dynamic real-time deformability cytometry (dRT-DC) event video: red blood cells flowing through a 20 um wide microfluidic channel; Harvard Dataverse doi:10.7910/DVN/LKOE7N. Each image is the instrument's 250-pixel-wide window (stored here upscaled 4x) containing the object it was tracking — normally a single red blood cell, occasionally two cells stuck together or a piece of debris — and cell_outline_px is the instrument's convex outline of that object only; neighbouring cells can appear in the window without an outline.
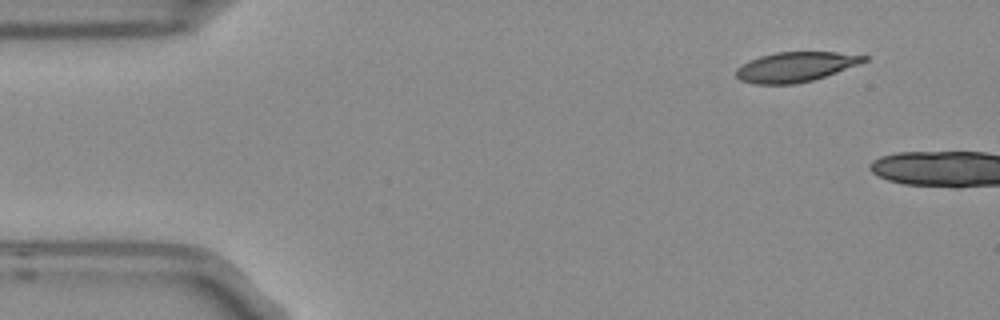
{"species": "Egyptian fruit bat (a non-hibernating species)", "species_latin": "Rousettus aegyptiacus", "temperature_condition": "room temperature", "stored_images_in_passage": 2, "camera_frame_rate_fps": 3000, "um_per_image_px": 0.085, "frame": {"image": 1, "passage_image": 1, "time_ms": 0.0, "image_size_px": [1000, 320], "cell_outline_px": [[868, 60], [836, 72], [812, 80], [792, 84], [752, 84], [740, 80], [736, 76], [736, 68], [748, 60], [760, 56], [776, 52], [836, 52], [868, 56]], "centroid_in_image_um": [67.56, 5.68], "position_along_channel_um": 17.4, "area_um2": 22.08}}